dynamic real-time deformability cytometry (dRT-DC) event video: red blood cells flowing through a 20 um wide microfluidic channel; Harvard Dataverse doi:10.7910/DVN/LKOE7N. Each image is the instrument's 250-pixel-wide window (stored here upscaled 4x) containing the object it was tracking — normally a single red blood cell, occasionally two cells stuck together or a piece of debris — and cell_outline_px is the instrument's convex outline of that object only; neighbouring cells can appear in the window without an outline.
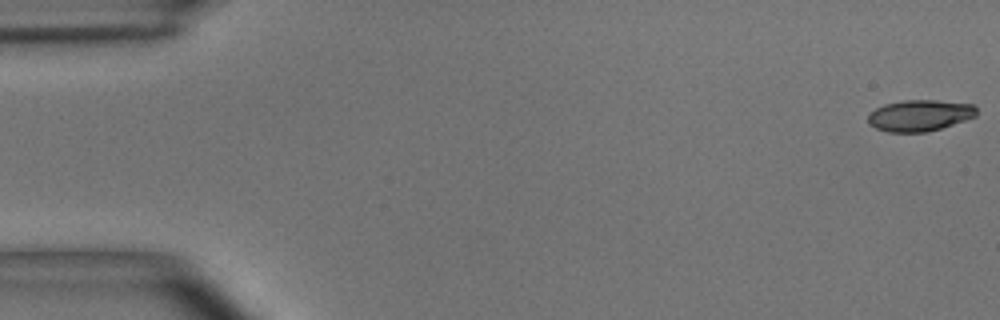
{"species": "common noctule bat (a hibernating species)", "species_latin": "Nyctalus noctula", "temperature_condition": "room temperature", "stored_images_in_passage": 3, "camera_frame_rate_fps": 3000, "um_per_image_px": 0.085, "animal": {"sex": "male", "body_mass_g": 15.6}, "frame": {"image": 1, "passage_image": 1, "time_ms": 0.0, "image_size_px": [1000, 320], "cell_outline_px": [[976, 116], [928, 132], [888, 132], [876, 128], [868, 124], [868, 116], [876, 108], [884, 104], [904, 100], [936, 100], [972, 104], [976, 108]], "centroid_in_image_um": [78.15, 9.81], "position_along_channel_um": 6.8, "area_um2": 19.65}}